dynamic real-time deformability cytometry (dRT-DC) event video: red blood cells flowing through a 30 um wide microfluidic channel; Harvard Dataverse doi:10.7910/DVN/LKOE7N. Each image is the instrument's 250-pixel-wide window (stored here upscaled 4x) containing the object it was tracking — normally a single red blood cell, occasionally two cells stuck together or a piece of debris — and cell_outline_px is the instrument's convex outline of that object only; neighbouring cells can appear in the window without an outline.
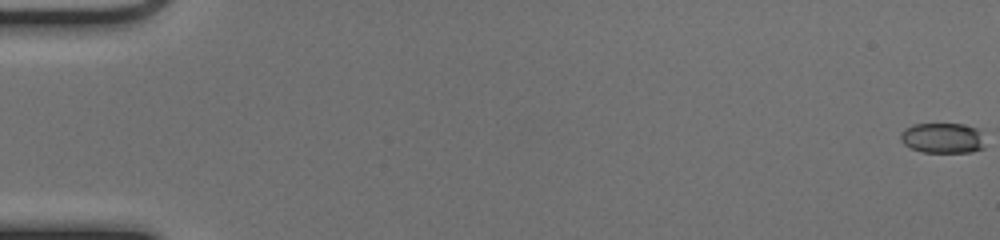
{"species": "common noctule bat (a hibernating species)", "species_latin": "Nyctalus noctula", "temperature_condition": "cold", "stored_images_in_passage": 53, "camera_frame_rate_fps": 3000, "um_per_image_px": 0.085, "animal": {"sex": "female", "body_mass_g": 17.0, "forearm_length_mm": 48.0}, "frame": {"image": 1, "passage_image": 1, "time_ms": 0.0, "image_size_px": [1000, 240], "cell_outline_px": [[984, 148], [972, 152], [924, 152], [912, 148], [904, 144], [900, 140], [900, 132], [904, 128], [912, 124], [964, 124], [976, 128]], "centroid_in_image_um": [80.05, 11.73], "position_along_channel_um": 5.0, "area_um2": 14.74}}
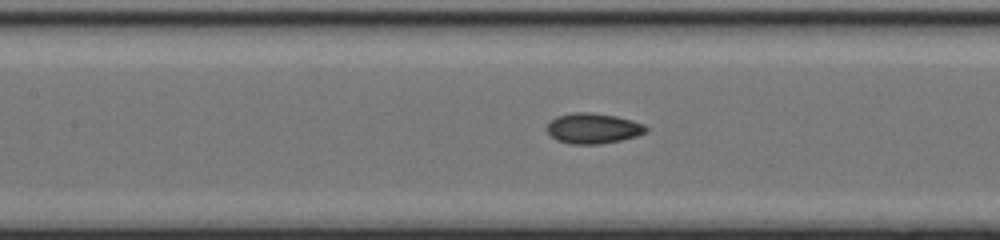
{"frame": {"image": 2, "passage_image": 26, "time_ms": 8.333, "image_size_px": [1000, 240], "cell_outline_px": [[648, 128], [644, 132], [636, 136], [620, 140], [600, 144], [572, 144], [556, 140], [548, 132], [548, 124], [556, 116], [572, 112], [592, 112], [616, 116], [632, 120], [644, 124]], "centroid_in_image_um": [50.41, 10.9], "position_along_channel_um": 157.0, "area_um2": 17.46}}
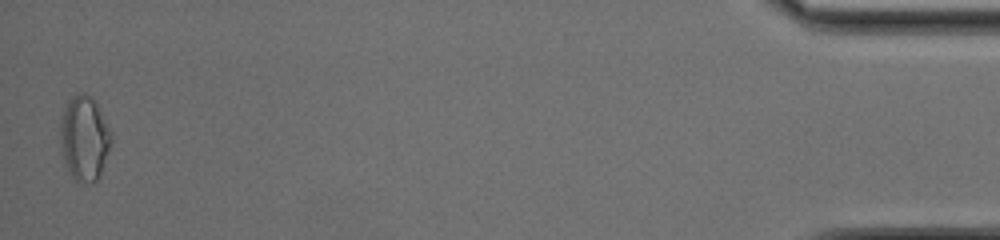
{"frame": {"image": 3, "passage_image": 53, "time_ms": 17.333, "image_size_px": [1000, 240], "cell_outline_px": [[112, 140], [100, 176], [92, 184], [88, 184], [76, 180], [72, 176], [64, 164], [60, 140], [60, 124], [64, 108], [68, 100], [72, 96], [80, 92], [84, 92], [92, 96], [112, 132]], "centroid_in_image_um": [7.17, 11.75], "position_along_channel_um": 428.0, "area_um2": 25.37}, "authors_computed_cell_mechanics": {"area_um2": 16.8776, "velocity_mm_per_s": 4.0252, "shape_relaxation_time_tau1_ms": 6.1556, "shape_relaxation_time_tau2_ms": 1.8495, "deformation_change_tau1": 0.1497, "deformation_change_tau2": 0.0656}}